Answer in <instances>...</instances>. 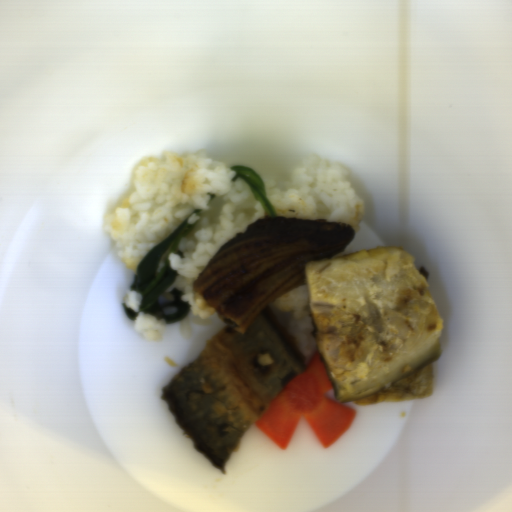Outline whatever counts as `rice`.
Instances as JSON below:
<instances>
[{"mask_svg":"<svg viewBox=\"0 0 512 512\" xmlns=\"http://www.w3.org/2000/svg\"><path fill=\"white\" fill-rule=\"evenodd\" d=\"M268 312L291 339L305 366L316 355L317 343L312 335L314 323L309 307V289L300 285L269 303Z\"/></svg>","mask_w":512,"mask_h":512,"instance_id":"8eca5e8b","label":"rice"},{"mask_svg":"<svg viewBox=\"0 0 512 512\" xmlns=\"http://www.w3.org/2000/svg\"><path fill=\"white\" fill-rule=\"evenodd\" d=\"M234 167L214 160L207 149L180 154L164 152L161 158L144 156L135 167V186L121 206L106 216L103 229L113 242L116 257L137 274V266L186 219L192 230L178 242L183 257L170 253L168 265L178 275L158 303L172 302L173 289L189 302L194 316L218 313L207 305L193 282L208 267L220 246L250 224L269 217L242 177L233 181ZM201 208V217L193 209Z\"/></svg>","mask_w":512,"mask_h":512,"instance_id":"652b925c","label":"rice"},{"mask_svg":"<svg viewBox=\"0 0 512 512\" xmlns=\"http://www.w3.org/2000/svg\"><path fill=\"white\" fill-rule=\"evenodd\" d=\"M338 162L310 154L302 159L287 183L263 180L267 197L277 217L314 218L361 228L367 206Z\"/></svg>","mask_w":512,"mask_h":512,"instance_id":"023b6e5f","label":"rice"},{"mask_svg":"<svg viewBox=\"0 0 512 512\" xmlns=\"http://www.w3.org/2000/svg\"><path fill=\"white\" fill-rule=\"evenodd\" d=\"M143 295L131 289L125 292L122 301L125 306L130 308L133 312H137V317L134 320L135 330L143 334L148 341L161 342L163 341L161 332L166 330L168 322L165 319H157L153 315H149L140 311V305Z\"/></svg>","mask_w":512,"mask_h":512,"instance_id":"acb35da6","label":"rice"}]
</instances>
